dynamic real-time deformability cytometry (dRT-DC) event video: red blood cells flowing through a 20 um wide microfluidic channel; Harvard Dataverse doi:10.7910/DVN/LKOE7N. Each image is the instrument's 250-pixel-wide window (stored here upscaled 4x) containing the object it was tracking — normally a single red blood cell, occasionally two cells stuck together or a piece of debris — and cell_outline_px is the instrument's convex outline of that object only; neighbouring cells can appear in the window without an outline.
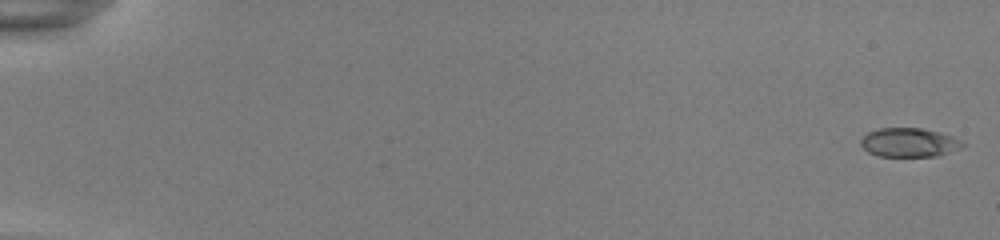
{"species": "common noctule bat (a hibernating species)", "species_latin": "Nyctalus noctula", "temperature_condition": "room temperature", "stored_images_in_passage": 54, "camera_frame_rate_fps": 3000, "um_per_image_px": 0.085, "animal": {"sex": "female", "body_mass_g": 22.0, "forearm_length_mm": 56.7}, "frame": {"image": 1, "passage_image": 1, "time_ms": 0.0, "image_size_px": [1000, 240], "cell_outline_px": [[964, 144], [948, 152], [936, 156], [876, 156], [868, 152], [860, 144], [860, 140], [868, 132], [880, 128], [920, 128], [940, 132], [952, 136], [960, 140]], "centroid_in_image_um": [77.21, 12.1], "position_along_channel_um": 7.8, "area_um2": 16.94}}
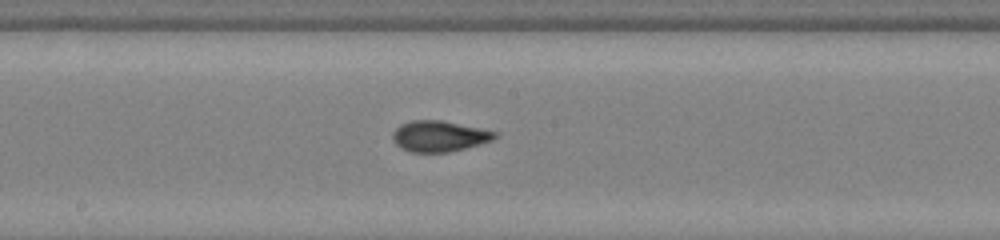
{"frame": {"image": 2, "passage_image": 31, "time_ms": 10.0, "image_size_px": [1000, 240], "cell_outline_px": [[500, 136], [492, 140], [480, 144], [448, 152], [412, 152], [400, 148], [396, 144], [392, 136], [392, 132], [400, 124], [412, 120], [440, 120], [500, 132]], "centroid_in_image_um": [37.35, 11.57], "position_along_channel_um": 210.8, "area_um2": 18.44}}
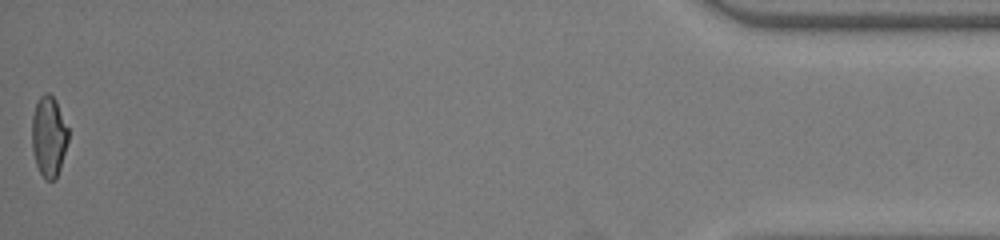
{"frame": {"image": 3, "passage_image": 54, "time_ms": 17.667, "image_size_px": [1000, 240], "cell_outline_px": [[68, 140], [60, 168], [56, 180], [44, 180], [36, 164], [32, 148], [32, 116], [36, 104], [40, 96], [44, 92], [48, 92], [56, 100], [68, 128]], "centroid_in_image_um": [4.14, 11.6], "position_along_channel_um": 431.1, "area_um2": 17.11}, "authors_computed_cell_mechanics": {"area_um2": 17.6579, "velocity_mm_per_s": 3.8883, "shape_relaxation_time_tau1_ms": 8.1445, "shape_relaxation_time_tau2_ms": 0.8616, "deformation_change_tau1": 0.2074, "deformation_change_tau2": 0.0609}}